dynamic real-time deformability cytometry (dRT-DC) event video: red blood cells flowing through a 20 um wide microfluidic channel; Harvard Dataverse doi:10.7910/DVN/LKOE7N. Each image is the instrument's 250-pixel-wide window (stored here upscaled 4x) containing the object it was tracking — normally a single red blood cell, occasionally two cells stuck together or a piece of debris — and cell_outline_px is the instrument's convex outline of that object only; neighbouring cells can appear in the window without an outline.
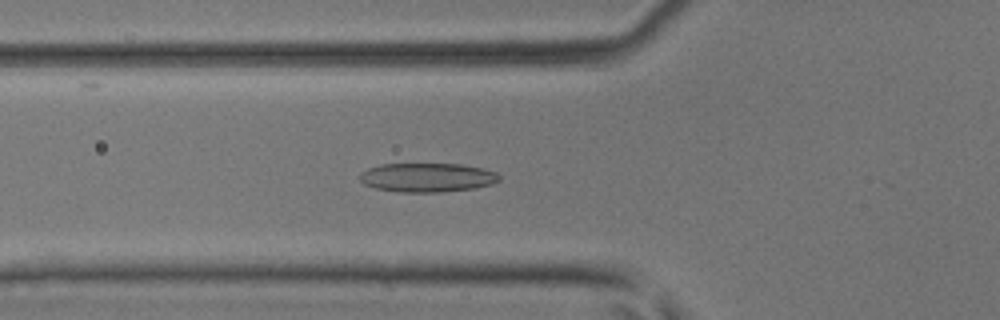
{"species": "common noctule bat (a hibernating species)", "species_latin": "Nyctalus noctula", "temperature_condition": "room temperature", "stored_images_in_passage": 48, "camera_frame_rate_fps": 3000, "um_per_image_px": 0.085, "animal": {"sex": "male", "body_mass_g": 17.9, "forearm_length_mm": 54.2}, "frame": {"image": 1, "passage_image": 17, "time_ms": 5.333, "image_size_px": [1000, 320], "cell_outline_px": [[500, 180], [492, 184], [476, 188], [440, 192], [396, 192], [376, 188], [364, 184], [360, 180], [360, 172], [368, 168], [380, 164], [460, 164], [480, 168], [496, 172], [500, 176]], "centroid_in_image_um": [36.3, 15.09], "position_along_channel_um": 89.5, "area_um2": 23.64}}
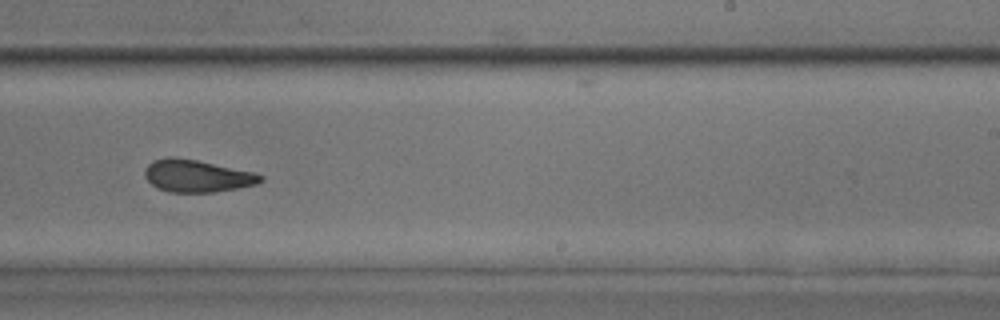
{"frame": {"image": 2, "passage_image": 30, "time_ms": 9.667, "image_size_px": [1000, 320], "cell_outline_px": [[264, 180], [256, 184], [236, 188], [212, 192], [168, 192], [156, 188], [144, 176], [144, 172], [148, 164], [152, 160], [168, 156], [172, 156], [196, 160], [252, 172], [264, 176]], "centroid_in_image_um": [16.69, 14.95], "position_along_channel_um": 272.3, "area_um2": 21.68}}
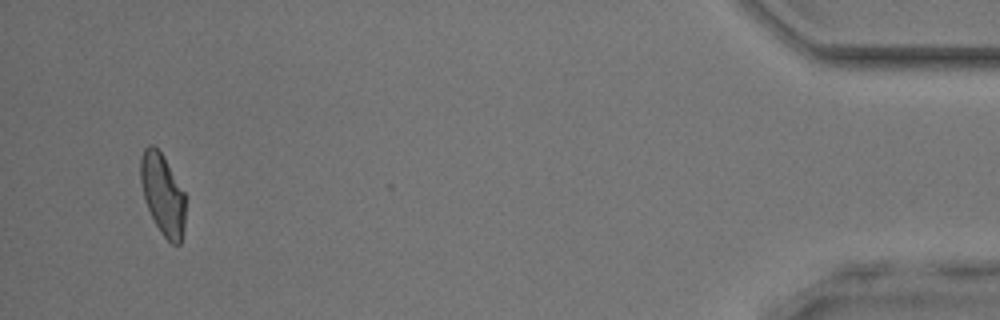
{"frame": {"image": 3, "passage_image": 46, "time_ms": 15.0, "image_size_px": [1000, 320], "cell_outline_px": [[188, 196], [184, 228], [180, 244], [172, 244], [160, 232], [144, 200], [140, 180], [140, 156], [144, 148], [148, 144], [152, 144], [164, 156]], "centroid_in_image_um": [13.87, 16.5], "position_along_channel_um": 421.3, "area_um2": 21.85}, "authors_computed_cell_mechanics": {"area_um2": 22.542, "velocity_mm_per_s": 4.2309, "shape_relaxation_time_tau1_ms": 5.2788, "shape_relaxation_time_tau2_ms": 2.2625, "deformation_change_tau1": 0.1529, "deformation_change_tau2": 0.102}}